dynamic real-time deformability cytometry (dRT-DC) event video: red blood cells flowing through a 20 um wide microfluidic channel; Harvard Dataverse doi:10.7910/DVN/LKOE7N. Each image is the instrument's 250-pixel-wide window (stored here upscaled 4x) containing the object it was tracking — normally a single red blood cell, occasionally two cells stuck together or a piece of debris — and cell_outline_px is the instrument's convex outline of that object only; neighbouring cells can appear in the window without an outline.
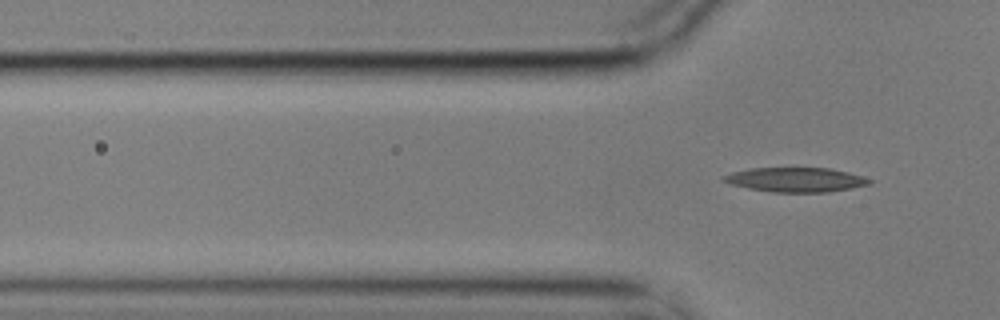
{"species": "common noctule bat (a hibernating species)", "species_latin": "Nyctalus noctula", "temperature_condition": "cold", "stored_images_in_passage": 4, "camera_frame_rate_fps": 3000, "um_per_image_px": 0.085, "animal": {"sex": "male", "body_mass_g": 17.9}, "frame": {"image": 1, "passage_image": 4, "time_ms": 1.0, "image_size_px": [1000, 320], "cell_outline_px": [[876, 180], [872, 184], [852, 188], [828, 192], [772, 192], [748, 188], [732, 184], [720, 180], [720, 176], [732, 172], [748, 168], [832, 168], [848, 172]], "centroid_in_image_um": [67.66, 15.27], "position_along_channel_um": 58.1, "area_um2": 21.04}}